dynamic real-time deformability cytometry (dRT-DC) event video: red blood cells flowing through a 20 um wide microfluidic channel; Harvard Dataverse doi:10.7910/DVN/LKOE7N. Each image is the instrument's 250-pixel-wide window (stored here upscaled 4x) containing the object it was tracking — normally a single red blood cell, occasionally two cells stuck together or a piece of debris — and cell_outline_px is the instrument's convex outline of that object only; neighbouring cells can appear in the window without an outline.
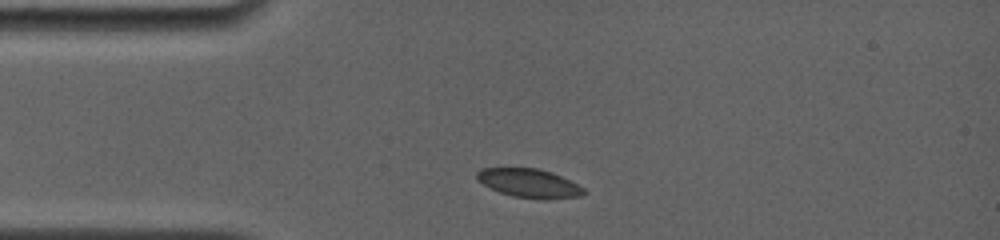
{"species": "common noctule bat (a hibernating species)", "species_latin": "Nyctalus noctula", "temperature_condition": "room temperature", "stored_images_in_passage": 11, "camera_frame_rate_fps": 4000, "um_per_image_px": 0.085, "animal": {"sex": "female", "body_mass_g": 19.0, "forearm_length_mm": 56.7}, "frame": {"image": 1, "passage_image": 2, "time_ms": 0.5, "image_size_px": [1000, 240], "cell_outline_px": [[588, 192], [584, 196], [512, 196], [500, 192], [476, 180], [476, 172], [484, 168], [540, 168], [552, 172], [584, 188]], "centroid_in_image_um": [44.93, 15.51], "position_along_channel_um": 40.1, "area_um2": 16.99}}
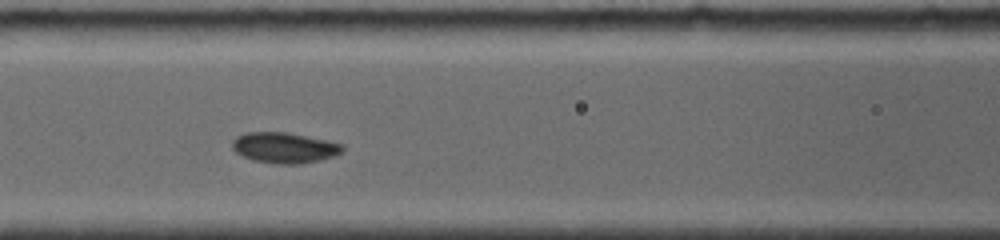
{"frame": {"image": 2, "passage_image": 7, "time_ms": 3.75, "image_size_px": [1000, 240], "cell_outline_px": [[344, 152], [320, 160], [296, 164], [276, 164], [252, 160], [236, 152], [232, 148], [232, 140], [236, 136], [244, 132], [288, 132], [324, 140], [340, 144], [344, 148]], "centroid_in_image_um": [24.12, 12.55], "position_along_channel_um": 142.5, "area_um2": 19.59}}
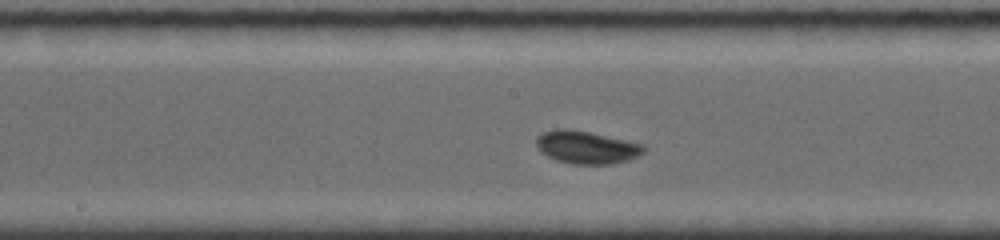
{"frame": {"image": 3, "passage_image": 10, "time_ms": 5.25, "image_size_px": [1000, 240], "cell_outline_px": [[644, 152], [628, 160], [608, 164], [572, 164], [556, 160], [548, 156], [536, 144], [536, 136], [540, 132], [556, 128], [568, 128], [588, 132], [644, 144]], "centroid_in_image_um": [49.82, 12.5], "position_along_channel_um": 198.4, "area_um2": 20.35}}